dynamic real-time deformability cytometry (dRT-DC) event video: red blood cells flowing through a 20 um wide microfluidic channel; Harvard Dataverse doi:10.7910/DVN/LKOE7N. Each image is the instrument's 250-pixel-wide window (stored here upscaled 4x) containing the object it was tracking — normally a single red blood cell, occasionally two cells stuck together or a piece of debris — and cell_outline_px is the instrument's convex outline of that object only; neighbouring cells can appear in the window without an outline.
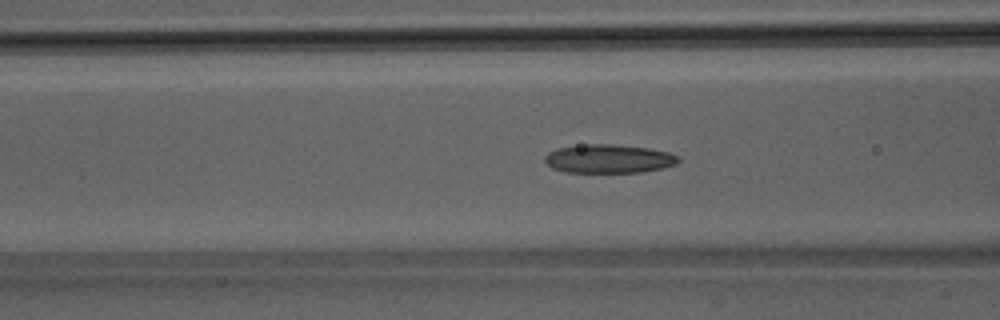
{"species": "Egyptian fruit bat (a non-hibernating species)", "species_latin": "Rousettus aegyptiacus", "temperature_condition": "room temperature", "stored_images_in_passage": 50, "camera_frame_rate_fps": 3000, "um_per_image_px": 0.085, "animal": {"sex": "male"}, "frame": {"image": 1, "passage_image": 19, "time_ms": 6.0, "image_size_px": [1000, 320], "cell_outline_px": [[680, 160], [676, 164], [664, 168], [640, 172], [564, 172], [552, 168], [544, 160], [544, 156], [548, 152], [556, 148], [588, 144], [612, 144], [648, 148], [668, 152], [680, 156]], "centroid_in_image_um": [51.75, 13.49], "position_along_channel_um": 114.9, "area_um2": 22.37}}
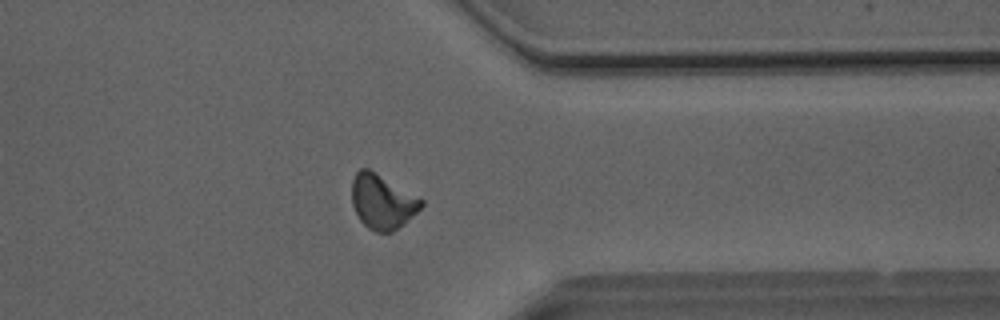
{"frame": {"image": 2, "passage_image": 39, "time_ms": 12.667, "image_size_px": [1000, 320], "cell_outline_px": [[424, 204], [416, 212], [392, 232], [376, 232], [368, 228], [360, 220], [352, 204], [352, 180], [356, 172], [360, 168], [368, 168], [420, 196], [424, 200]], "centroid_in_image_um": [32.5, 17.11], "position_along_channel_um": 378.9, "area_um2": 22.02}}
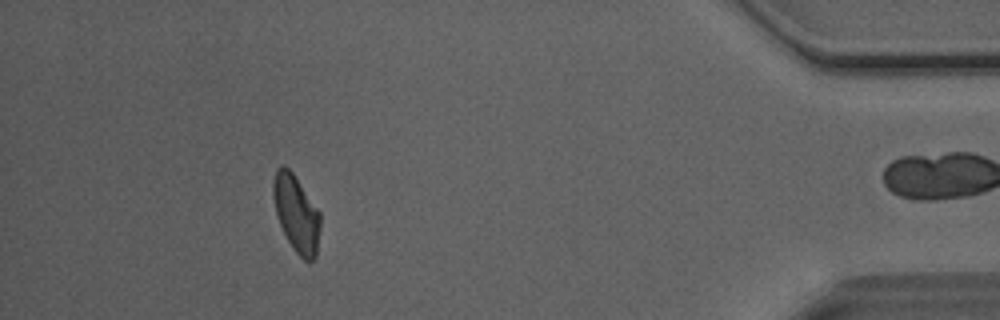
{"frame": {"image": 3, "passage_image": 45, "time_ms": 14.667, "image_size_px": [1000, 320], "cell_outline_px": [[320, 228], [316, 256], [308, 264], [292, 248], [280, 224], [276, 212], [272, 192], [272, 180], [276, 168], [284, 164], [292, 172], [320, 212]], "centroid_in_image_um": [25.18, 18.15], "position_along_channel_um": 410.0, "area_um2": 21.04}, "authors_computed_cell_mechanics": {"area_um2": 22.0507, "velocity_mm_per_s": 4.0541, "shape_relaxation_time_tau1_ms": 6.5962, "shape_relaxation_time_tau2_ms": 3.5515, "deformation_change_tau1": 0.1552, "deformation_change_tau2": 0.1141}}